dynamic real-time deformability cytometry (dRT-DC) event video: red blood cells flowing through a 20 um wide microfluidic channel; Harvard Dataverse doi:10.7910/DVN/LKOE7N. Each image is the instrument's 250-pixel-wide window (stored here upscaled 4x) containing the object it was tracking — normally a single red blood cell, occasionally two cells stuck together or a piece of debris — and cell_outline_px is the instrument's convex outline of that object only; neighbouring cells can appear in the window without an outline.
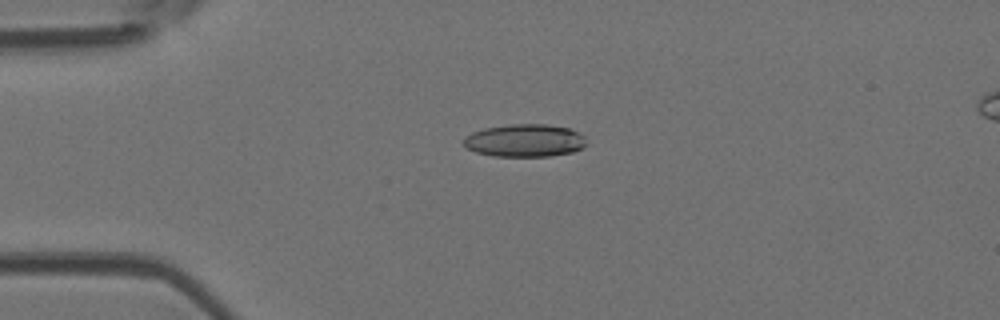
{"species": "Egyptian fruit bat (a non-hibernating species)", "species_latin": "Rousettus aegyptiacus", "temperature_condition": "room temperature", "stored_images_in_passage": 6, "camera_frame_rate_fps": 3000, "um_per_image_px": 0.085, "animal": {"sex": "female"}, "frame": {"image": 1, "passage_image": 2, "time_ms": 2.0, "image_size_px": [1000, 320], "cell_outline_px": [[584, 144], [580, 148], [572, 152], [548, 156], [492, 156], [476, 152], [468, 148], [464, 144], [464, 136], [472, 132], [484, 128], [508, 124], [548, 124], [568, 128], [580, 132], [584, 136]], "centroid_in_image_um": [44.58, 11.93], "position_along_channel_um": 40.4, "area_um2": 23.35}}
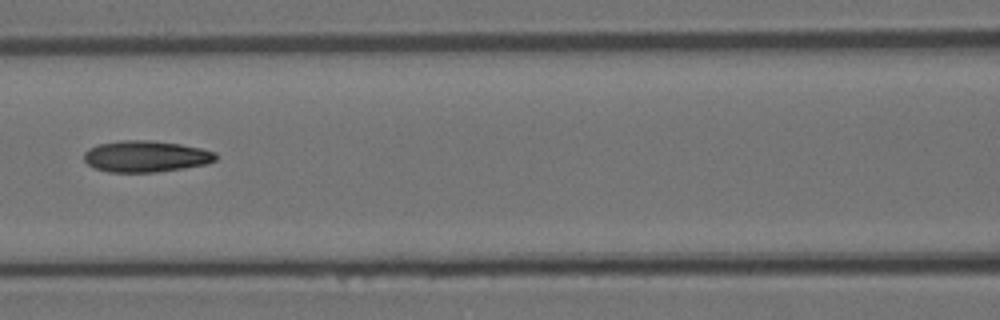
{"frame": {"image": 2, "passage_image": 5, "time_ms": 5.667, "image_size_px": [1000, 320], "cell_outline_px": [[216, 160], [208, 164], [184, 168], [156, 172], [108, 172], [96, 168], [88, 164], [84, 160], [84, 152], [88, 148], [96, 144], [120, 140], [152, 140], [180, 144], [200, 148], [216, 152]], "centroid_in_image_um": [12.38, 13.28], "position_along_channel_um": 154.2, "area_um2": 24.28}}
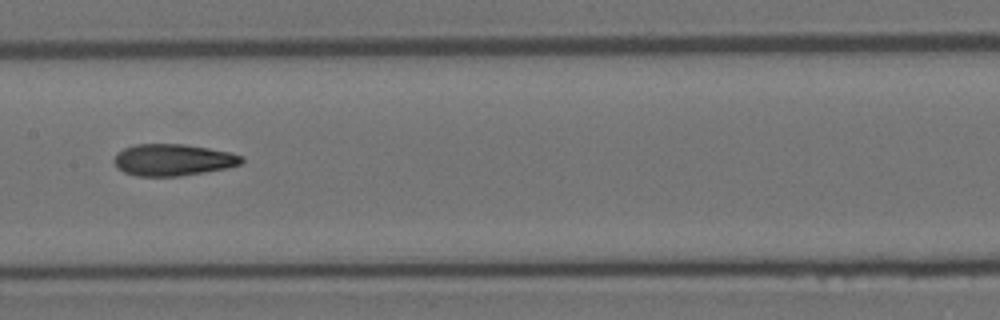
{"frame": {"image": 3, "passage_image": 6, "time_ms": 6.667, "image_size_px": [1000, 320], "cell_outline_px": [[244, 160], [240, 164], [228, 168], [204, 172], [176, 176], [136, 176], [124, 172], [116, 164], [116, 156], [124, 148], [136, 144], [184, 144], [232, 152], [244, 156]], "centroid_in_image_um": [14.78, 13.58], "position_along_channel_um": 192.6, "area_um2": 23.35}}